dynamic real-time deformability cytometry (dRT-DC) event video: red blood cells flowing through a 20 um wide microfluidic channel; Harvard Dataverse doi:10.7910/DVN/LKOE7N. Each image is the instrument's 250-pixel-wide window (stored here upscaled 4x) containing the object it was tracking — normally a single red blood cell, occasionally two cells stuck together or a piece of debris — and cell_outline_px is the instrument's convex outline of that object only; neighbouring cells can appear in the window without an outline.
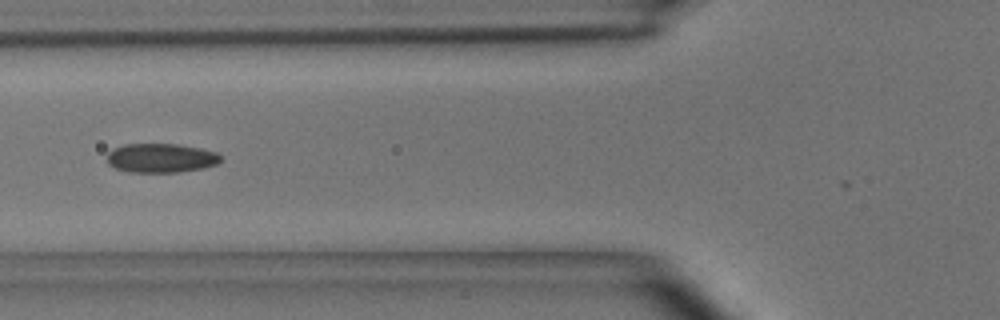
{"species": "common noctule bat (a hibernating species)", "species_latin": "Nyctalus noctula", "temperature_condition": "room temperature", "stored_images_in_passage": 30, "camera_frame_rate_fps": 3000, "um_per_image_px": 0.085, "animal": {"sex": "male", "body_mass_g": 15.6}, "frame": {"image": 1, "passage_image": 5, "time_ms": 1.333, "image_size_px": [1000, 320], "cell_outline_px": [[220, 160], [216, 164], [204, 168], [176, 172], [128, 172], [116, 168], [108, 164], [108, 152], [112, 148], [124, 144], [176, 144], [200, 148], [216, 152], [220, 156]], "centroid_in_image_um": [13.65, 13.43], "position_along_channel_um": 112.1, "area_um2": 19.25}}
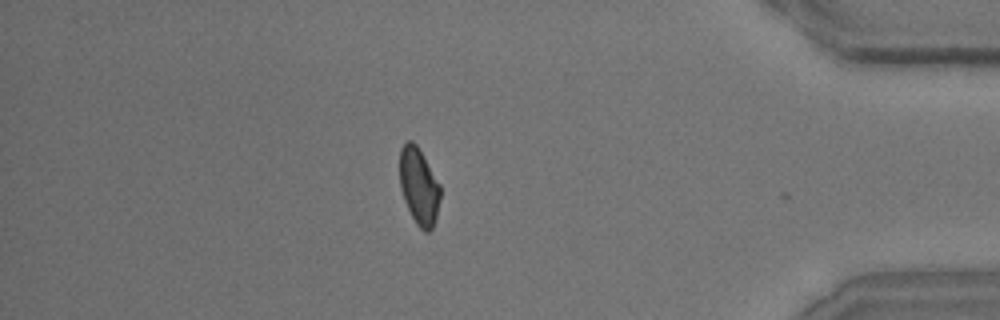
{"frame": {"image": 2, "passage_image": 29, "time_ms": 9.333, "image_size_px": [1000, 320], "cell_outline_px": [[440, 196], [436, 216], [432, 228], [428, 232], [424, 232], [416, 224], [404, 200], [400, 188], [400, 148], [408, 140], [412, 140], [416, 144], [440, 184]], "centroid_in_image_um": [35.6, 15.83], "position_along_channel_um": 399.6, "area_um2": 17.98}, "authors_computed_cell_mechanics": {"area_um2": 19.1029, "velocity_mm_per_s": 4.0599, "shape_relaxation_time_tau1_ms": null, "shape_relaxation_time_tau2_ms": 1.808, "deformation_change_tau1": null, "deformation_change_tau2": 0.0632}}